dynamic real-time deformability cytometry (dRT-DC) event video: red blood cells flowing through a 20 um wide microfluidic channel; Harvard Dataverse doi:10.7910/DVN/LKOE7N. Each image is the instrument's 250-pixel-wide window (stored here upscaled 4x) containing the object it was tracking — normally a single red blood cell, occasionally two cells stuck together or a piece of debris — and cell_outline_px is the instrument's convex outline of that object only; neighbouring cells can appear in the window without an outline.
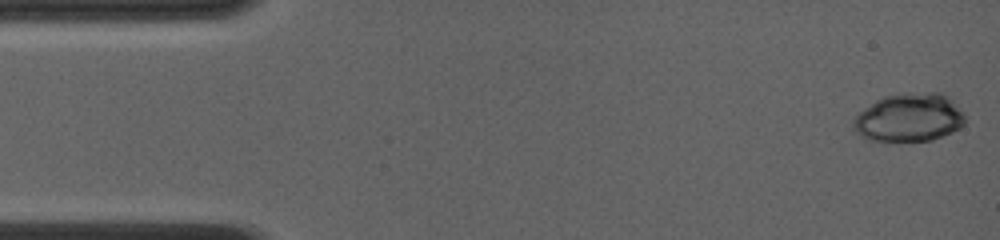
{"species": "common noctule bat (a hibernating species)", "species_latin": "Nyctalus noctula", "temperature_condition": "room temperature", "stored_images_in_passage": 45, "camera_frame_rate_fps": 4000, "um_per_image_px": 0.085, "animal": {"sex": "female", "body_mass_g": 19.0, "forearm_length_mm": 56.7}, "frame": {"image": 1, "passage_image": 1, "time_ms": 0.0, "image_size_px": [1000, 240], "cell_outline_px": [[964, 124], [960, 128], [952, 132], [932, 140], [868, 140], [860, 136], [852, 128], [852, 120], [864, 108], [876, 100], [884, 96], [904, 92], [940, 92], [948, 96], [952, 100], [964, 116]], "centroid_in_image_um": [77.25, 9.97], "position_along_channel_um": 7.7, "area_um2": 31.44}}
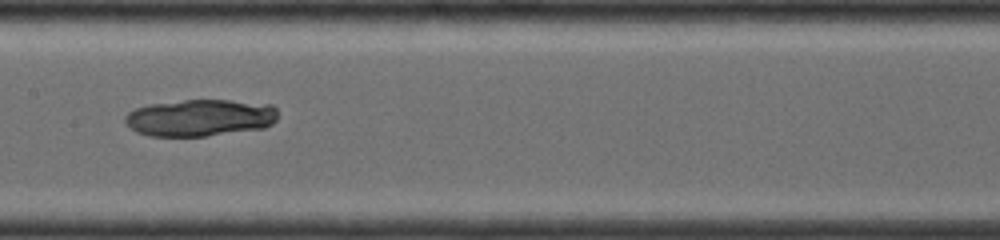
{"frame": {"image": 2, "passage_image": 30, "time_ms": 7.25, "image_size_px": [1000, 240], "cell_outline_px": [[276, 120], [272, 124], [264, 128], [204, 136], [148, 136], [136, 132], [124, 120], [124, 116], [128, 112], [136, 108], [148, 104], [184, 100], [228, 100], [272, 104], [276, 108]], "centroid_in_image_um": [16.99, 10.0], "position_along_channel_um": 190.4, "area_um2": 32.95}}
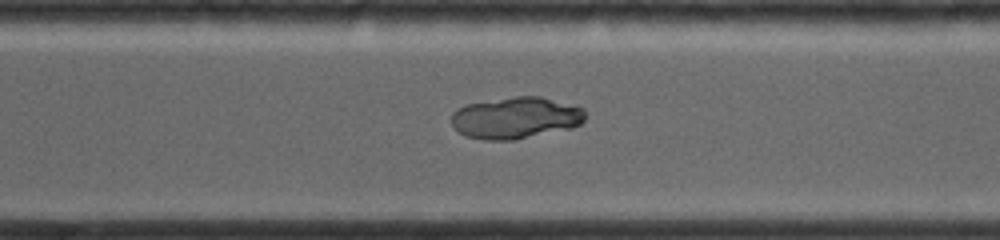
{"frame": {"image": 3, "passage_image": 40, "time_ms": 9.75, "image_size_px": [1000, 240], "cell_outline_px": [[584, 120], [580, 124], [572, 128], [516, 140], [484, 140], [464, 136], [452, 124], [452, 112], [456, 108], [464, 104], [512, 96], [540, 96], [584, 108]], "centroid_in_image_um": [43.81, 10.02], "position_along_channel_um": 326.8, "area_um2": 32.77}}